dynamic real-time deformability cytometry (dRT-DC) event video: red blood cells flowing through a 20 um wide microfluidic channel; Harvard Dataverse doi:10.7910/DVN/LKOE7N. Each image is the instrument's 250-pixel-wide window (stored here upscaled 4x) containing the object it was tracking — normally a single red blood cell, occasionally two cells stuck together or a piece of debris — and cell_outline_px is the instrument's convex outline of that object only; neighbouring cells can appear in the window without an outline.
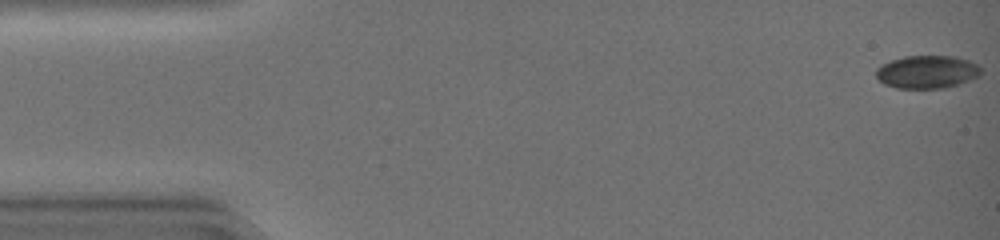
{"species": "common noctule bat (a hibernating species)", "species_latin": "Nyctalus noctula", "temperature_condition": "warm", "stored_images_in_passage": 45, "camera_frame_rate_fps": 3000, "um_per_image_px": 0.085, "animal": {"sex": "female", "body_mass_g": 19.0, "forearm_length_mm": 51.5}, "frame": {"image": 1, "passage_image": 1, "time_ms": 0.0, "image_size_px": [1000, 240], "cell_outline_px": [[984, 72], [980, 76], [944, 88], [896, 88], [884, 84], [876, 76], [876, 68], [880, 64], [904, 56], [956, 56], [968, 60], [976, 64]], "centroid_in_image_um": [78.79, 6.1], "position_along_channel_um": 6.2, "area_um2": 20.17}}
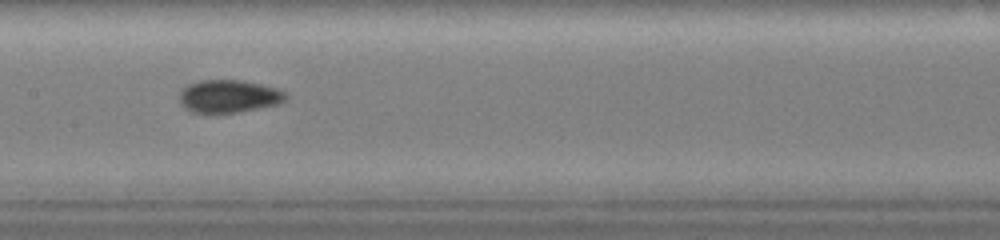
{"frame": {"image": 2, "passage_image": 23, "time_ms": 7.333, "image_size_px": [1000, 240], "cell_outline_px": [[288, 96], [284, 100], [276, 104], [236, 112], [196, 112], [188, 108], [180, 100], [180, 88], [188, 84], [200, 80], [244, 80], [276, 88], [288, 92]], "centroid_in_image_um": [19.47, 8.14], "position_along_channel_um": 187.9, "area_um2": 19.94}}
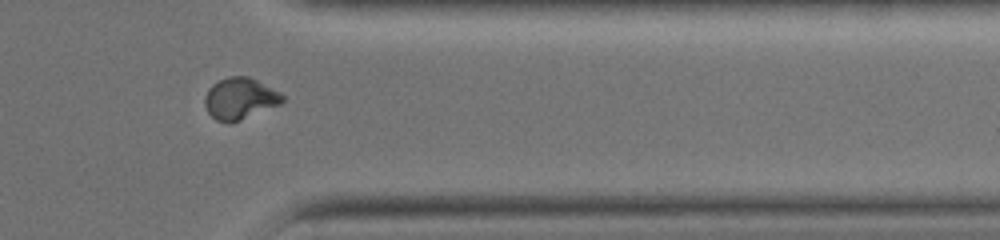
{"frame": {"image": 3, "passage_image": 37, "time_ms": 12.0, "image_size_px": [1000, 240], "cell_outline_px": [[284, 100], [280, 104], [232, 124], [228, 124], [216, 120], [208, 112], [204, 104], [204, 96], [208, 88], [212, 84], [228, 76], [248, 76], [280, 92], [284, 96]], "centroid_in_image_um": [20.37, 8.39], "position_along_channel_um": 391.0, "area_um2": 18.96}}